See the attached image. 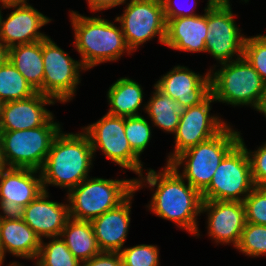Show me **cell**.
<instances>
[{
  "label": "cell",
  "mask_w": 266,
  "mask_h": 266,
  "mask_svg": "<svg viewBox=\"0 0 266 266\" xmlns=\"http://www.w3.org/2000/svg\"><path fill=\"white\" fill-rule=\"evenodd\" d=\"M170 164L158 173L154 169H148L147 174L135 178V190L147 184L152 190L150 204L147 206L153 214L165 220H170L181 229L200 236L197 216L201 215L202 194L192 187ZM144 176V177H143Z\"/></svg>",
  "instance_id": "1"
},
{
  "label": "cell",
  "mask_w": 266,
  "mask_h": 266,
  "mask_svg": "<svg viewBox=\"0 0 266 266\" xmlns=\"http://www.w3.org/2000/svg\"><path fill=\"white\" fill-rule=\"evenodd\" d=\"M94 152L88 135L64 133L55 137L45 163L40 170L45 191L48 185L67 189V193L88 178Z\"/></svg>",
  "instance_id": "2"
},
{
  "label": "cell",
  "mask_w": 266,
  "mask_h": 266,
  "mask_svg": "<svg viewBox=\"0 0 266 266\" xmlns=\"http://www.w3.org/2000/svg\"><path fill=\"white\" fill-rule=\"evenodd\" d=\"M74 30V46L80 53L81 64L88 70L104 62L119 60L128 48L121 26L97 17H86L78 12H70Z\"/></svg>",
  "instance_id": "3"
},
{
  "label": "cell",
  "mask_w": 266,
  "mask_h": 266,
  "mask_svg": "<svg viewBox=\"0 0 266 266\" xmlns=\"http://www.w3.org/2000/svg\"><path fill=\"white\" fill-rule=\"evenodd\" d=\"M232 129L227 125L220 133L185 150L169 164L175 170L184 165L183 172L179 174L202 193L209 186L221 161L240 142L241 133Z\"/></svg>",
  "instance_id": "4"
},
{
  "label": "cell",
  "mask_w": 266,
  "mask_h": 266,
  "mask_svg": "<svg viewBox=\"0 0 266 266\" xmlns=\"http://www.w3.org/2000/svg\"><path fill=\"white\" fill-rule=\"evenodd\" d=\"M135 190V179L86 178L67 193L70 217L92 221L116 208Z\"/></svg>",
  "instance_id": "5"
},
{
  "label": "cell",
  "mask_w": 266,
  "mask_h": 266,
  "mask_svg": "<svg viewBox=\"0 0 266 266\" xmlns=\"http://www.w3.org/2000/svg\"><path fill=\"white\" fill-rule=\"evenodd\" d=\"M220 65L215 72L209 70L214 100L234 107L250 105L256 109L266 85L258 72L244 56Z\"/></svg>",
  "instance_id": "6"
},
{
  "label": "cell",
  "mask_w": 266,
  "mask_h": 266,
  "mask_svg": "<svg viewBox=\"0 0 266 266\" xmlns=\"http://www.w3.org/2000/svg\"><path fill=\"white\" fill-rule=\"evenodd\" d=\"M61 124L54 115L42 126L26 130L0 131L6 167L41 170Z\"/></svg>",
  "instance_id": "7"
},
{
  "label": "cell",
  "mask_w": 266,
  "mask_h": 266,
  "mask_svg": "<svg viewBox=\"0 0 266 266\" xmlns=\"http://www.w3.org/2000/svg\"><path fill=\"white\" fill-rule=\"evenodd\" d=\"M255 187L247 148L240 135V142L224 157L201 194L203 200L243 202Z\"/></svg>",
  "instance_id": "8"
},
{
  "label": "cell",
  "mask_w": 266,
  "mask_h": 266,
  "mask_svg": "<svg viewBox=\"0 0 266 266\" xmlns=\"http://www.w3.org/2000/svg\"><path fill=\"white\" fill-rule=\"evenodd\" d=\"M207 32L206 52L220 64L243 57L246 36L235 23L230 0H215L207 8Z\"/></svg>",
  "instance_id": "9"
},
{
  "label": "cell",
  "mask_w": 266,
  "mask_h": 266,
  "mask_svg": "<svg viewBox=\"0 0 266 266\" xmlns=\"http://www.w3.org/2000/svg\"><path fill=\"white\" fill-rule=\"evenodd\" d=\"M116 21L131 52L157 35L159 42L165 44L167 23L161 0H130Z\"/></svg>",
  "instance_id": "10"
},
{
  "label": "cell",
  "mask_w": 266,
  "mask_h": 266,
  "mask_svg": "<svg viewBox=\"0 0 266 266\" xmlns=\"http://www.w3.org/2000/svg\"><path fill=\"white\" fill-rule=\"evenodd\" d=\"M125 117L106 113L97 122L82 129L88 135L95 154L100 149L105 157L119 167L141 175L143 165L139 156L131 149L125 132Z\"/></svg>",
  "instance_id": "11"
},
{
  "label": "cell",
  "mask_w": 266,
  "mask_h": 266,
  "mask_svg": "<svg viewBox=\"0 0 266 266\" xmlns=\"http://www.w3.org/2000/svg\"><path fill=\"white\" fill-rule=\"evenodd\" d=\"M44 64L43 95L60 103L72 100L80 79V71H86L81 62L71 58L48 36L42 40Z\"/></svg>",
  "instance_id": "12"
},
{
  "label": "cell",
  "mask_w": 266,
  "mask_h": 266,
  "mask_svg": "<svg viewBox=\"0 0 266 266\" xmlns=\"http://www.w3.org/2000/svg\"><path fill=\"white\" fill-rule=\"evenodd\" d=\"M214 101L210 95L201 104L182 109L180 122L174 133L175 149L168 155L167 164L185 150L214 137L228 125L220 117L209 113Z\"/></svg>",
  "instance_id": "13"
},
{
  "label": "cell",
  "mask_w": 266,
  "mask_h": 266,
  "mask_svg": "<svg viewBox=\"0 0 266 266\" xmlns=\"http://www.w3.org/2000/svg\"><path fill=\"white\" fill-rule=\"evenodd\" d=\"M14 9L4 20L1 8ZM51 22L29 3L5 4L0 7V41L11 48L46 39L48 36L38 30Z\"/></svg>",
  "instance_id": "14"
},
{
  "label": "cell",
  "mask_w": 266,
  "mask_h": 266,
  "mask_svg": "<svg viewBox=\"0 0 266 266\" xmlns=\"http://www.w3.org/2000/svg\"><path fill=\"white\" fill-rule=\"evenodd\" d=\"M43 191L39 170L6 167L0 171V209L3 213L20 212Z\"/></svg>",
  "instance_id": "15"
},
{
  "label": "cell",
  "mask_w": 266,
  "mask_h": 266,
  "mask_svg": "<svg viewBox=\"0 0 266 266\" xmlns=\"http://www.w3.org/2000/svg\"><path fill=\"white\" fill-rule=\"evenodd\" d=\"M210 73L200 75L184 66H174L155 86L178 103L181 109L197 106L211 95Z\"/></svg>",
  "instance_id": "16"
},
{
  "label": "cell",
  "mask_w": 266,
  "mask_h": 266,
  "mask_svg": "<svg viewBox=\"0 0 266 266\" xmlns=\"http://www.w3.org/2000/svg\"><path fill=\"white\" fill-rule=\"evenodd\" d=\"M207 212L208 236L216 243L239 245L246 225L243 202L203 200L201 213Z\"/></svg>",
  "instance_id": "17"
},
{
  "label": "cell",
  "mask_w": 266,
  "mask_h": 266,
  "mask_svg": "<svg viewBox=\"0 0 266 266\" xmlns=\"http://www.w3.org/2000/svg\"><path fill=\"white\" fill-rule=\"evenodd\" d=\"M49 192H41L18 214L42 240V237H59L70 218L69 205L49 198Z\"/></svg>",
  "instance_id": "18"
},
{
  "label": "cell",
  "mask_w": 266,
  "mask_h": 266,
  "mask_svg": "<svg viewBox=\"0 0 266 266\" xmlns=\"http://www.w3.org/2000/svg\"><path fill=\"white\" fill-rule=\"evenodd\" d=\"M56 102L40 92L27 99L5 102L0 131L26 130L44 125L53 116L44 106Z\"/></svg>",
  "instance_id": "19"
},
{
  "label": "cell",
  "mask_w": 266,
  "mask_h": 266,
  "mask_svg": "<svg viewBox=\"0 0 266 266\" xmlns=\"http://www.w3.org/2000/svg\"><path fill=\"white\" fill-rule=\"evenodd\" d=\"M135 192L136 190L116 208L90 221L101 252L119 253L123 249L131 221V200Z\"/></svg>",
  "instance_id": "20"
},
{
  "label": "cell",
  "mask_w": 266,
  "mask_h": 266,
  "mask_svg": "<svg viewBox=\"0 0 266 266\" xmlns=\"http://www.w3.org/2000/svg\"><path fill=\"white\" fill-rule=\"evenodd\" d=\"M3 214H0V247L3 258L9 252L22 259H36L41 239L18 213Z\"/></svg>",
  "instance_id": "21"
},
{
  "label": "cell",
  "mask_w": 266,
  "mask_h": 266,
  "mask_svg": "<svg viewBox=\"0 0 266 266\" xmlns=\"http://www.w3.org/2000/svg\"><path fill=\"white\" fill-rule=\"evenodd\" d=\"M215 0H208L203 15L177 17L166 25V46L187 52H206L207 8Z\"/></svg>",
  "instance_id": "22"
},
{
  "label": "cell",
  "mask_w": 266,
  "mask_h": 266,
  "mask_svg": "<svg viewBox=\"0 0 266 266\" xmlns=\"http://www.w3.org/2000/svg\"><path fill=\"white\" fill-rule=\"evenodd\" d=\"M8 59L36 92L43 94L42 41L9 48Z\"/></svg>",
  "instance_id": "23"
},
{
  "label": "cell",
  "mask_w": 266,
  "mask_h": 266,
  "mask_svg": "<svg viewBox=\"0 0 266 266\" xmlns=\"http://www.w3.org/2000/svg\"><path fill=\"white\" fill-rule=\"evenodd\" d=\"M143 88L138 82L128 78H119L107 92L110 109L108 114L121 117L140 116L143 102Z\"/></svg>",
  "instance_id": "24"
},
{
  "label": "cell",
  "mask_w": 266,
  "mask_h": 266,
  "mask_svg": "<svg viewBox=\"0 0 266 266\" xmlns=\"http://www.w3.org/2000/svg\"><path fill=\"white\" fill-rule=\"evenodd\" d=\"M59 237L80 262L89 260L101 252L90 221L70 217Z\"/></svg>",
  "instance_id": "25"
},
{
  "label": "cell",
  "mask_w": 266,
  "mask_h": 266,
  "mask_svg": "<svg viewBox=\"0 0 266 266\" xmlns=\"http://www.w3.org/2000/svg\"><path fill=\"white\" fill-rule=\"evenodd\" d=\"M154 88L153 96L144 105V111L154 126L174 134L180 122L182 109L170 96L165 95L155 85Z\"/></svg>",
  "instance_id": "26"
},
{
  "label": "cell",
  "mask_w": 266,
  "mask_h": 266,
  "mask_svg": "<svg viewBox=\"0 0 266 266\" xmlns=\"http://www.w3.org/2000/svg\"><path fill=\"white\" fill-rule=\"evenodd\" d=\"M37 92L8 59L0 67V100L5 102L30 98Z\"/></svg>",
  "instance_id": "27"
},
{
  "label": "cell",
  "mask_w": 266,
  "mask_h": 266,
  "mask_svg": "<svg viewBox=\"0 0 266 266\" xmlns=\"http://www.w3.org/2000/svg\"><path fill=\"white\" fill-rule=\"evenodd\" d=\"M48 239L53 240L49 243L41 240L35 266H81V262L71 253L61 237Z\"/></svg>",
  "instance_id": "28"
},
{
  "label": "cell",
  "mask_w": 266,
  "mask_h": 266,
  "mask_svg": "<svg viewBox=\"0 0 266 266\" xmlns=\"http://www.w3.org/2000/svg\"><path fill=\"white\" fill-rule=\"evenodd\" d=\"M236 249L245 256L259 257L266 255V226L246 222Z\"/></svg>",
  "instance_id": "29"
},
{
  "label": "cell",
  "mask_w": 266,
  "mask_h": 266,
  "mask_svg": "<svg viewBox=\"0 0 266 266\" xmlns=\"http://www.w3.org/2000/svg\"><path fill=\"white\" fill-rule=\"evenodd\" d=\"M124 129L131 149L140 157L152 137L150 122L142 115L125 117Z\"/></svg>",
  "instance_id": "30"
},
{
  "label": "cell",
  "mask_w": 266,
  "mask_h": 266,
  "mask_svg": "<svg viewBox=\"0 0 266 266\" xmlns=\"http://www.w3.org/2000/svg\"><path fill=\"white\" fill-rule=\"evenodd\" d=\"M159 248L155 245L140 244L123 248L119 253L122 266H159Z\"/></svg>",
  "instance_id": "31"
},
{
  "label": "cell",
  "mask_w": 266,
  "mask_h": 266,
  "mask_svg": "<svg viewBox=\"0 0 266 266\" xmlns=\"http://www.w3.org/2000/svg\"><path fill=\"white\" fill-rule=\"evenodd\" d=\"M243 56L266 84V35L246 37Z\"/></svg>",
  "instance_id": "32"
},
{
  "label": "cell",
  "mask_w": 266,
  "mask_h": 266,
  "mask_svg": "<svg viewBox=\"0 0 266 266\" xmlns=\"http://www.w3.org/2000/svg\"><path fill=\"white\" fill-rule=\"evenodd\" d=\"M243 204L246 222L266 226V187H255Z\"/></svg>",
  "instance_id": "33"
},
{
  "label": "cell",
  "mask_w": 266,
  "mask_h": 266,
  "mask_svg": "<svg viewBox=\"0 0 266 266\" xmlns=\"http://www.w3.org/2000/svg\"><path fill=\"white\" fill-rule=\"evenodd\" d=\"M247 153L255 186L266 187V142L254 152L247 149Z\"/></svg>",
  "instance_id": "34"
},
{
  "label": "cell",
  "mask_w": 266,
  "mask_h": 266,
  "mask_svg": "<svg viewBox=\"0 0 266 266\" xmlns=\"http://www.w3.org/2000/svg\"><path fill=\"white\" fill-rule=\"evenodd\" d=\"M81 266H122V258L118 252H100L91 259L81 262Z\"/></svg>",
  "instance_id": "35"
},
{
  "label": "cell",
  "mask_w": 266,
  "mask_h": 266,
  "mask_svg": "<svg viewBox=\"0 0 266 266\" xmlns=\"http://www.w3.org/2000/svg\"><path fill=\"white\" fill-rule=\"evenodd\" d=\"M161 1H162V4H163V10H164V16H165L166 23L170 19L177 18V17H189V16L199 15L197 13H194V10L192 9L193 7L189 8V10H188V9L182 8L183 6L180 7L181 5L179 3L175 4L174 0H161ZM192 1L194 3V4L192 3V5L194 6L196 0H192Z\"/></svg>",
  "instance_id": "36"
},
{
  "label": "cell",
  "mask_w": 266,
  "mask_h": 266,
  "mask_svg": "<svg viewBox=\"0 0 266 266\" xmlns=\"http://www.w3.org/2000/svg\"><path fill=\"white\" fill-rule=\"evenodd\" d=\"M128 0H87L90 10L101 11L125 4Z\"/></svg>",
  "instance_id": "37"
},
{
  "label": "cell",
  "mask_w": 266,
  "mask_h": 266,
  "mask_svg": "<svg viewBox=\"0 0 266 266\" xmlns=\"http://www.w3.org/2000/svg\"><path fill=\"white\" fill-rule=\"evenodd\" d=\"M9 57V48L0 41V67L3 66Z\"/></svg>",
  "instance_id": "38"
},
{
  "label": "cell",
  "mask_w": 266,
  "mask_h": 266,
  "mask_svg": "<svg viewBox=\"0 0 266 266\" xmlns=\"http://www.w3.org/2000/svg\"><path fill=\"white\" fill-rule=\"evenodd\" d=\"M255 110L261 112V114L263 113V115L266 117V85L262 93L260 102L258 103Z\"/></svg>",
  "instance_id": "39"
},
{
  "label": "cell",
  "mask_w": 266,
  "mask_h": 266,
  "mask_svg": "<svg viewBox=\"0 0 266 266\" xmlns=\"http://www.w3.org/2000/svg\"><path fill=\"white\" fill-rule=\"evenodd\" d=\"M2 5L5 4H17V3H27V0H0Z\"/></svg>",
  "instance_id": "40"
},
{
  "label": "cell",
  "mask_w": 266,
  "mask_h": 266,
  "mask_svg": "<svg viewBox=\"0 0 266 266\" xmlns=\"http://www.w3.org/2000/svg\"><path fill=\"white\" fill-rule=\"evenodd\" d=\"M5 168H6V165L4 163L3 156H2V143H1V138H0V171Z\"/></svg>",
  "instance_id": "41"
},
{
  "label": "cell",
  "mask_w": 266,
  "mask_h": 266,
  "mask_svg": "<svg viewBox=\"0 0 266 266\" xmlns=\"http://www.w3.org/2000/svg\"><path fill=\"white\" fill-rule=\"evenodd\" d=\"M3 106H4V102L0 100V123L2 119Z\"/></svg>",
  "instance_id": "42"
},
{
  "label": "cell",
  "mask_w": 266,
  "mask_h": 266,
  "mask_svg": "<svg viewBox=\"0 0 266 266\" xmlns=\"http://www.w3.org/2000/svg\"><path fill=\"white\" fill-rule=\"evenodd\" d=\"M3 262H4V258H3V253H2V250H1V247H0V266L3 265Z\"/></svg>",
  "instance_id": "43"
},
{
  "label": "cell",
  "mask_w": 266,
  "mask_h": 266,
  "mask_svg": "<svg viewBox=\"0 0 266 266\" xmlns=\"http://www.w3.org/2000/svg\"><path fill=\"white\" fill-rule=\"evenodd\" d=\"M9 266H22L21 264H19L18 262H12L8 264ZM24 266V265H23Z\"/></svg>",
  "instance_id": "44"
}]
</instances>
